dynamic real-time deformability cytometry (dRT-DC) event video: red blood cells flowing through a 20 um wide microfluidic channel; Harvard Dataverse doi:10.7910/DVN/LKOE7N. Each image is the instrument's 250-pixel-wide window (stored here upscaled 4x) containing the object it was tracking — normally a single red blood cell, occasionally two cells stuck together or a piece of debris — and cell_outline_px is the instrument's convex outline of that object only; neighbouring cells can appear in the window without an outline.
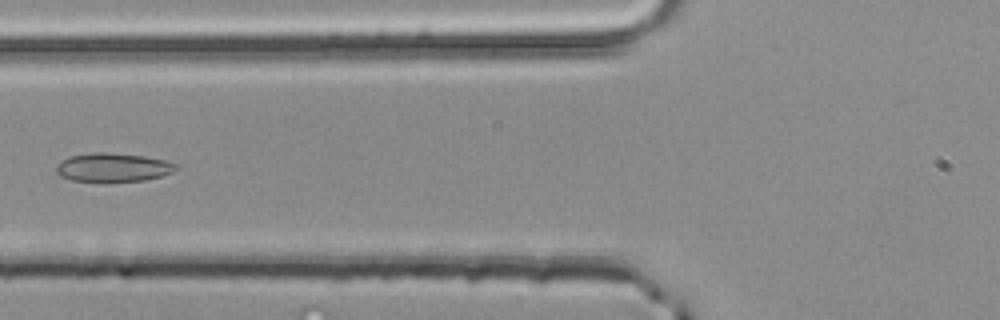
{"species": "common noctule bat (a hibernating species)", "species_latin": "Nyctalus noctula", "temperature_condition": "room temperature", "stored_images_in_passage": 4, "camera_frame_rate_fps": 3000, "um_per_image_px": 0.085, "animal": {"sex": "male", "body_mass_g": 20.4}, "frame": {"image": 1, "passage_image": 4, "time_ms": 1.0, "image_size_px": [1000, 320], "cell_outline_px": [[180, 168], [172, 172], [160, 176], [144, 180], [72, 180], [60, 176], [56, 172], [56, 168], [64, 160], [72, 156], [96, 152], [104, 152], [144, 156], [164, 160], [176, 164]], "centroid_in_image_um": [9.65, 14.21], "position_along_channel_um": 116.1, "area_um2": 19.31}}